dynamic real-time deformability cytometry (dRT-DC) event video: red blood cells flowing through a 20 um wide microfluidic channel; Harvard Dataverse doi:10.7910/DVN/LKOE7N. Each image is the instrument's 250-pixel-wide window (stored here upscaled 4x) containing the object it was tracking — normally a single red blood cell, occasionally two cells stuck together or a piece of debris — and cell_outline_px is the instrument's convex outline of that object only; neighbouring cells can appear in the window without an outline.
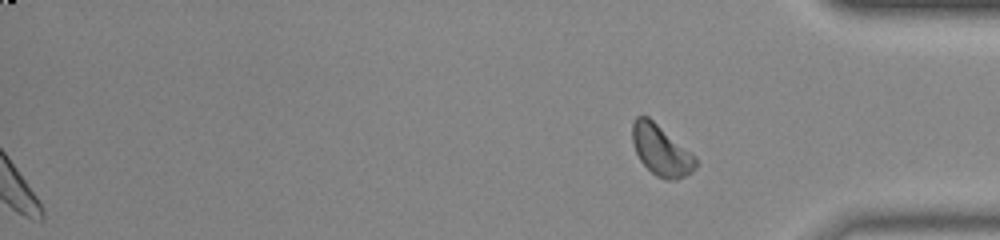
{"species": "common noctule bat (a hibernating species)", "species_latin": "Nyctalus noctula", "temperature_condition": "room temperature", "stored_images_in_passage": 44, "segment_of_instrument_passage": [2, 2], "camera_frame_rate_fps": 3000, "um_per_image_px": 0.085, "animal": {"sex": "male", "body_mass_g": 20.0, "forearm_length_mm": 53.3}, "frame": {"image": 1, "passage_image": 44, "time_ms": 14.333, "image_size_px": [1000, 240], "cell_outline_px": [[700, 164], [692, 172], [676, 180], [664, 180], [656, 176], [640, 160], [632, 144], [632, 124], [636, 116], [648, 116], [696, 156]], "centroid_in_image_um": [56.22, 12.79], "position_along_channel_um": 379.0, "area_um2": 18.84}}